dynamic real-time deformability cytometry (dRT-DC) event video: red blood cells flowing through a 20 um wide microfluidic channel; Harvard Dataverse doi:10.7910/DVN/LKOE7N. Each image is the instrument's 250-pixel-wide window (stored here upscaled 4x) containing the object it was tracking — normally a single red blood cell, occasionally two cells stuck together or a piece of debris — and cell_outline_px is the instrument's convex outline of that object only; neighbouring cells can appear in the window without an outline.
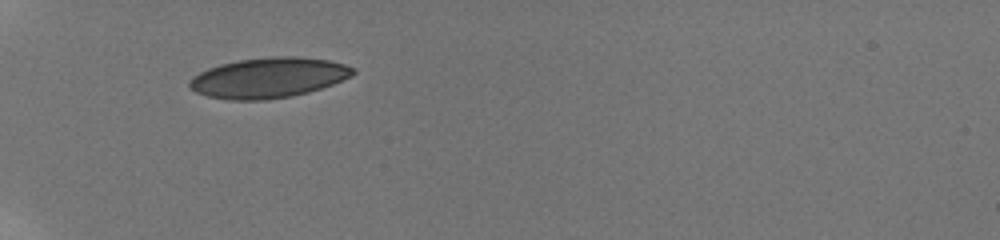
{"species": "human", "species_latin": "Homo sapiens", "temperature_condition": "room temperature", "stored_images_in_passage": 9, "camera_frame_rate_fps": 3000, "um_per_image_px": 0.085, "donor": {"sex": "male"}, "frame": {"image": 1, "passage_image": 1, "time_ms": 0.0, "image_size_px": [1000, 240], "cell_outline_px": [[356, 72], [352, 76], [332, 84], [308, 92], [292, 96], [264, 100], [228, 100], [208, 96], [196, 92], [188, 84], [188, 80], [192, 76], [208, 68], [220, 64], [240, 60], [272, 56], [296, 56], [328, 60], [344, 64], [356, 68]], "centroid_in_image_um": [22.82, 6.6], "position_along_channel_um": 62.2, "area_um2": 38.38}}
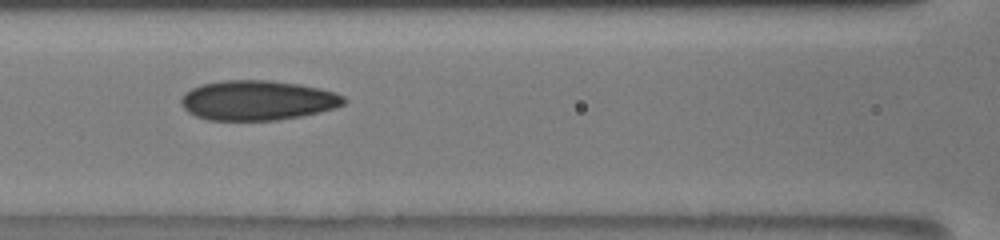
{"frame": {"image": 2, "passage_image": 4, "time_ms": 2.667, "image_size_px": [1000, 240], "cell_outline_px": [[348, 100], [344, 104], [336, 108], [320, 112], [300, 116], [276, 120], [208, 120], [196, 116], [188, 112], [180, 104], [180, 100], [184, 92], [200, 84], [224, 80], [268, 80], [300, 84], [320, 88], [336, 92], [344, 96]], "centroid_in_image_um": [21.9, 8.52], "position_along_channel_um": 144.7, "area_um2": 38.09}}